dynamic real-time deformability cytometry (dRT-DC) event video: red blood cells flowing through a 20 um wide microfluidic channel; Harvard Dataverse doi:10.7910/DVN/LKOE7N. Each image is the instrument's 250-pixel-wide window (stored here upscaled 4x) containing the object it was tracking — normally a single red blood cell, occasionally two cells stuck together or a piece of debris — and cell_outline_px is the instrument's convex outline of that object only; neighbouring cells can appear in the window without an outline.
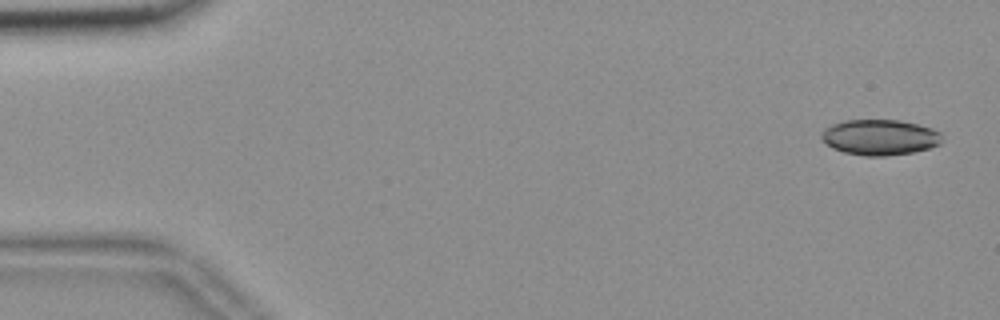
{"species": "common noctule bat (a hibernating species)", "species_latin": "Nyctalus noctula", "temperature_condition": "room temperature", "stored_images_in_passage": 55, "camera_frame_rate_fps": 3000, "um_per_image_px": 0.085, "animal": {"sex": "female", "body_mass_g": 18.4}, "frame": {"image": 1, "passage_image": 2, "time_ms": 0.333, "image_size_px": [1000, 320], "cell_outline_px": [[944, 140], [940, 144], [928, 148], [912, 152], [884, 156], [864, 156], [844, 152], [832, 148], [820, 136], [820, 132], [824, 128], [832, 124], [844, 120], [900, 120], [932, 128], [940, 132], [944, 136]], "centroid_in_image_um": [74.8, 11.66], "position_along_channel_um": 10.2, "area_um2": 25.14}}
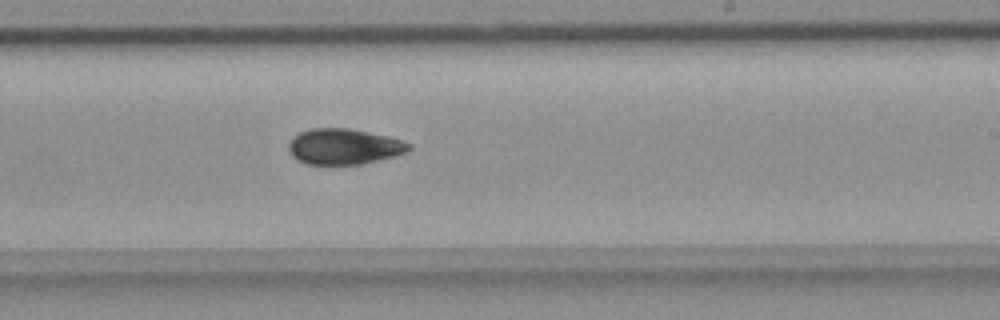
{"frame": {"image": 2, "passage_image": 33, "time_ms": 10.667, "image_size_px": [1000, 320], "cell_outline_px": [[412, 148], [408, 152], [396, 156], [360, 164], [308, 164], [292, 156], [288, 148], [288, 144], [300, 132], [312, 128], [348, 128], [368, 132], [400, 140], [412, 144]], "centroid_in_image_um": [29.26, 12.46], "position_along_channel_um": 259.7, "area_um2": 24.74}}
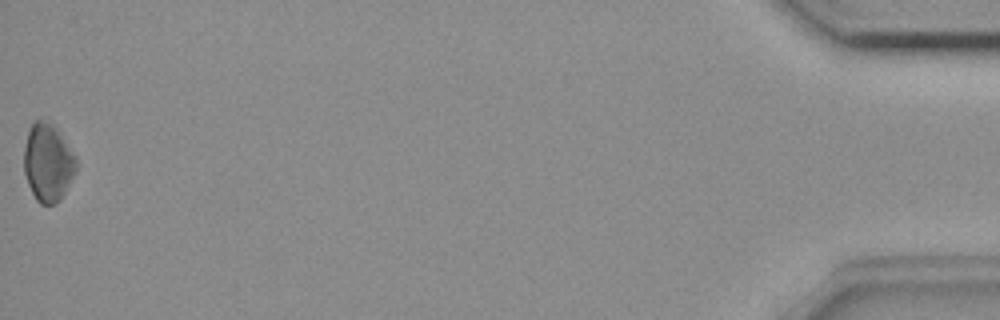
{"frame": {"image": 3, "passage_image": 55, "time_ms": 18.0, "image_size_px": [1000, 320], "cell_outline_px": [[76, 172], [60, 200], [56, 204], [40, 204], [36, 200], [28, 184], [24, 172], [24, 148], [28, 128], [40, 116], [52, 124], [56, 128], [76, 156]], "centroid_in_image_um": [4.06, 13.8], "position_along_channel_um": 431.1, "area_um2": 23.87}, "authors_computed_cell_mechanics": {"area_um2": 24.854, "velocity_mm_per_s": 3.6782, "shape_relaxation_time_tau1_ms": 6.4909, "shape_relaxation_time_tau2_ms": 9.4526, "deformation_change_tau1": 0.1209, "deformation_change_tau2": 0.1442}}